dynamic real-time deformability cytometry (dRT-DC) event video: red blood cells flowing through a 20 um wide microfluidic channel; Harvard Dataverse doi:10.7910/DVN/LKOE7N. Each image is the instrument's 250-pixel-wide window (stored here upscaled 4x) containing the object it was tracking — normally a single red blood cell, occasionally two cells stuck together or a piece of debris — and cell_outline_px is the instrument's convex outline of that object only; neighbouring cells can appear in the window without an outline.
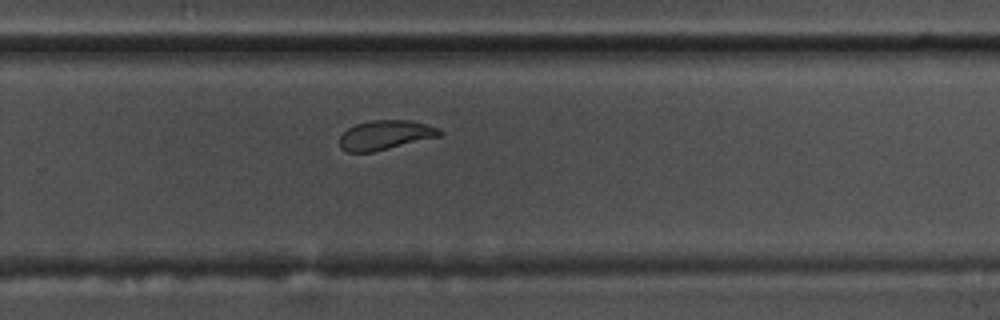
{"species": "common noctule bat (a hibernating species)", "species_latin": "Nyctalus noctula", "temperature_condition": "warm", "stored_images_in_passage": 38, "camera_frame_rate_fps": 3000, "um_per_image_px": 0.085, "animal": {"sex": "male", "body_mass_g": 17.5, "forearm_length_mm": 52.3}, "frame": {"image": 1, "passage_image": 29, "time_ms": 9.333, "image_size_px": [1000, 320], "cell_outline_px": [[444, 136], [372, 152], [348, 152], [340, 148], [340, 136], [348, 128], [356, 124], [372, 120], [412, 120], [428, 124], [444, 132]], "centroid_in_image_um": [32.8, 11.48], "position_along_channel_um": 297.0, "area_um2": 17.34}}
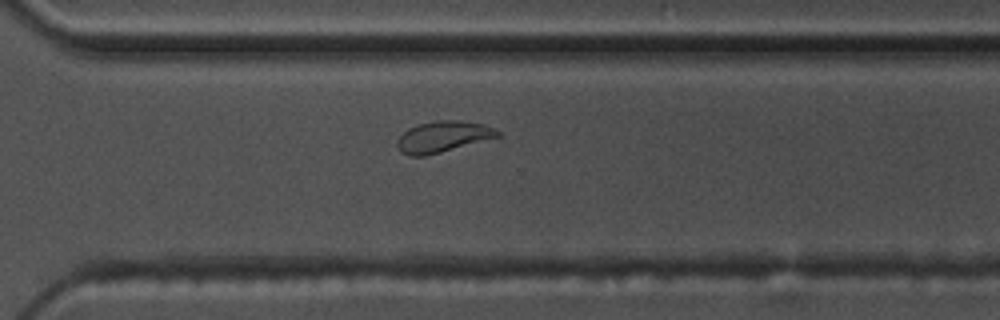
{"frame": {"image": 2, "passage_image": 32, "time_ms": 10.333, "image_size_px": [1000, 320], "cell_outline_px": [[500, 136], [440, 152], [424, 156], [408, 156], [396, 144], [396, 140], [408, 128], [420, 124], [436, 120], [460, 120], [484, 124], [496, 128], [500, 132]], "centroid_in_image_um": [37.67, 11.6], "position_along_channel_um": 332.9, "area_um2": 17.98}}
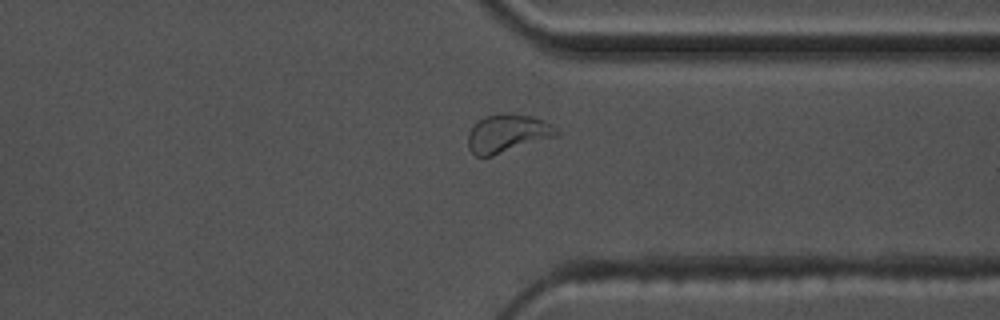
{"frame": {"image": 3, "passage_image": 35, "time_ms": 11.333, "image_size_px": [1000, 320], "cell_outline_px": [[560, 132], [556, 136], [492, 156], [476, 156], [468, 148], [468, 132], [472, 124], [484, 116], [500, 112], [512, 112], [532, 116], [544, 120], [556, 128]], "centroid_in_image_um": [43.1, 11.31], "position_along_channel_um": 368.3, "area_um2": 20.0}}